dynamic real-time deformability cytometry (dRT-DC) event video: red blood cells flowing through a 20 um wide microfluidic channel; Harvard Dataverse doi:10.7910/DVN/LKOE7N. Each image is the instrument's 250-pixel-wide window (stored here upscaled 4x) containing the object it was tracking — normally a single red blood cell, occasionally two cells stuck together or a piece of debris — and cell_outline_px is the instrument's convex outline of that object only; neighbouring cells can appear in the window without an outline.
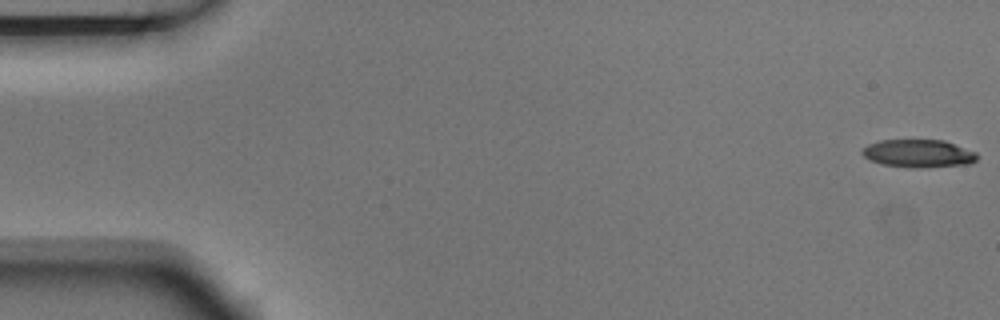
{"species": "Egyptian fruit bat (a non-hibernating species)", "species_latin": "Rousettus aegyptiacus", "temperature_condition": "room temperature", "stored_images_in_passage": 6, "camera_frame_rate_fps": 3000, "um_per_image_px": 0.085, "animal": {"sex": "male"}, "frame": {"image": 1, "passage_image": 1, "time_ms": 0.0, "image_size_px": [1000, 320], "cell_outline_px": [[976, 160], [972, 164], [928, 168], [908, 168], [884, 164], [868, 160], [860, 152], [868, 144], [880, 140], [944, 140], [976, 152]], "centroid_in_image_um": [78.07, 13.06], "position_along_channel_um": 6.9, "area_um2": 18.9}}
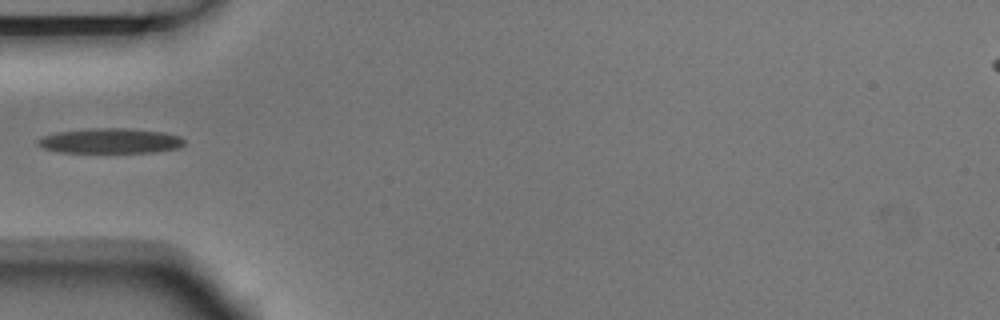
{"frame": {"image": 2, "passage_image": 5, "time_ms": 1.333, "image_size_px": [1000, 320], "cell_outline_px": [[184, 144], [180, 148], [152, 152], [56, 152], [44, 148], [36, 144], [36, 140], [44, 136], [56, 132], [88, 128], [124, 128], [164, 132], [180, 136], [184, 140]], "centroid_in_image_um": [9.36, 11.97], "position_along_channel_um": 75.6, "area_um2": 21.44}}
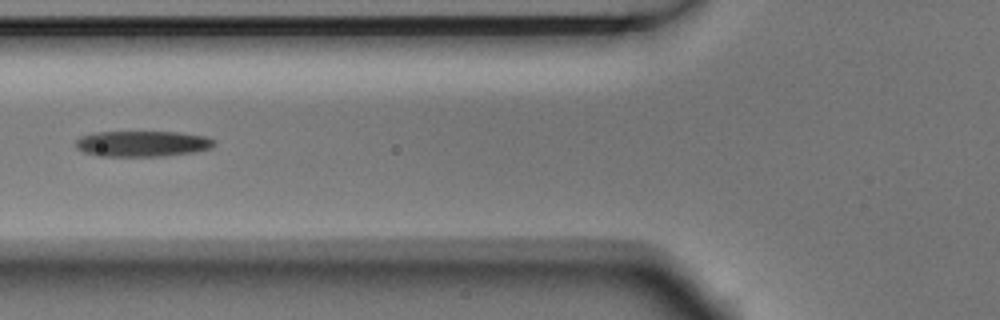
{"frame": {"image": 3, "passage_image": 6, "time_ms": 1.667, "image_size_px": [1000, 320], "cell_outline_px": [[216, 144], [212, 148], [196, 152], [160, 156], [96, 156], [84, 152], [76, 148], [76, 140], [80, 136], [92, 132], [180, 132], [204, 136], [216, 140]], "centroid_in_image_um": [12.1, 12.21], "position_along_channel_um": 113.7, "area_um2": 21.04}}